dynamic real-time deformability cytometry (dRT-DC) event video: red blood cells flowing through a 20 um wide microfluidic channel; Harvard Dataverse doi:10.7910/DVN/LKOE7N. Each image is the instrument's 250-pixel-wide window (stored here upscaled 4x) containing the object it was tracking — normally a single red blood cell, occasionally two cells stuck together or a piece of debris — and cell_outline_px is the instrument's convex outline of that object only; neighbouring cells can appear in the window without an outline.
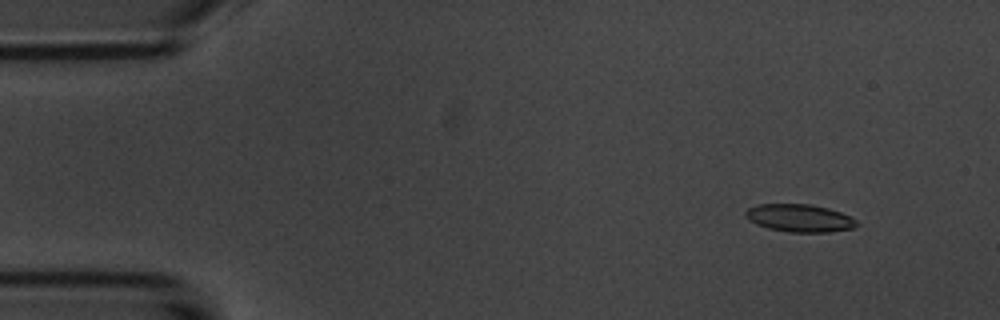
{"species": "common noctule bat (a hibernating species)", "species_latin": "Nyctalus noctula", "temperature_condition": "room temperature", "stored_images_in_passage": 55, "camera_frame_rate_fps": 3000, "um_per_image_px": 0.085, "animal": {"sex": "male", "body_mass_g": 20.1, "forearm_length_mm": 53.5}, "frame": {"image": 1, "passage_image": 6, "time_ms": 1.667, "image_size_px": [1000, 320], "cell_outline_px": [[860, 224], [852, 228], [828, 232], [788, 232], [768, 228], [756, 224], [748, 220], [744, 216], [744, 212], [748, 208], [756, 204], [812, 204], [828, 208], [852, 216]], "centroid_in_image_um": [67.95, 18.53], "position_along_channel_um": 17.1, "area_um2": 18.15}}
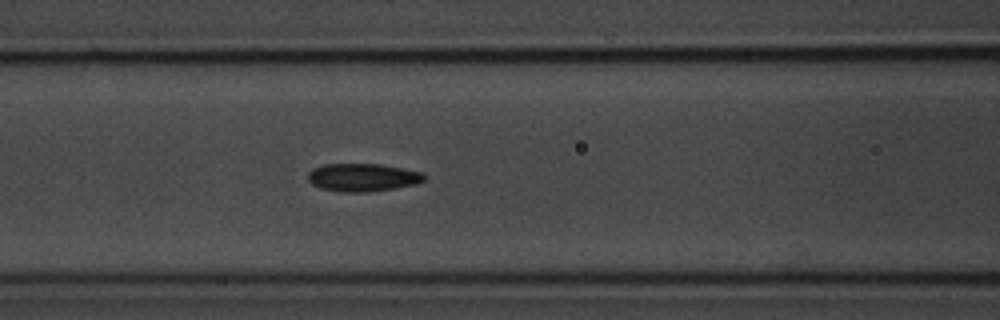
{"frame": {"image": 2, "passage_image": 23, "time_ms": 7.333, "image_size_px": [1000, 320], "cell_outline_px": [[428, 176], [424, 180], [416, 184], [396, 188], [368, 192], [344, 192], [320, 188], [312, 184], [308, 180], [308, 172], [312, 168], [324, 164], [380, 164], [424, 172]], "centroid_in_image_um": [30.85, 15.08], "position_along_channel_um": 135.7, "area_um2": 19.13}}
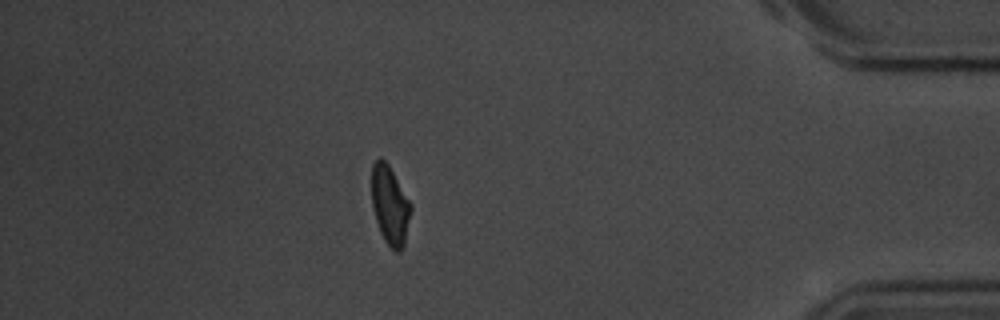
{"frame": {"image": 3, "passage_image": 48, "time_ms": 15.667, "image_size_px": [1000, 320], "cell_outline_px": [[412, 208], [404, 244], [400, 252], [396, 252], [384, 240], [380, 232], [372, 208], [372, 164], [380, 156], [388, 164], [412, 204]], "centroid_in_image_um": [33.15, 17.44], "position_along_channel_um": 402.1, "area_um2": 17.98}, "authors_computed_cell_mechanics": {"area_um2": 18.0914, "velocity_mm_per_s": 3.7112, "shape_relaxation_time_tau1_ms": 3.2187, "shape_relaxation_time_tau2_ms": 2.7224, "deformation_change_tau1": 0.1227, "deformation_change_tau2": 0.1015}}